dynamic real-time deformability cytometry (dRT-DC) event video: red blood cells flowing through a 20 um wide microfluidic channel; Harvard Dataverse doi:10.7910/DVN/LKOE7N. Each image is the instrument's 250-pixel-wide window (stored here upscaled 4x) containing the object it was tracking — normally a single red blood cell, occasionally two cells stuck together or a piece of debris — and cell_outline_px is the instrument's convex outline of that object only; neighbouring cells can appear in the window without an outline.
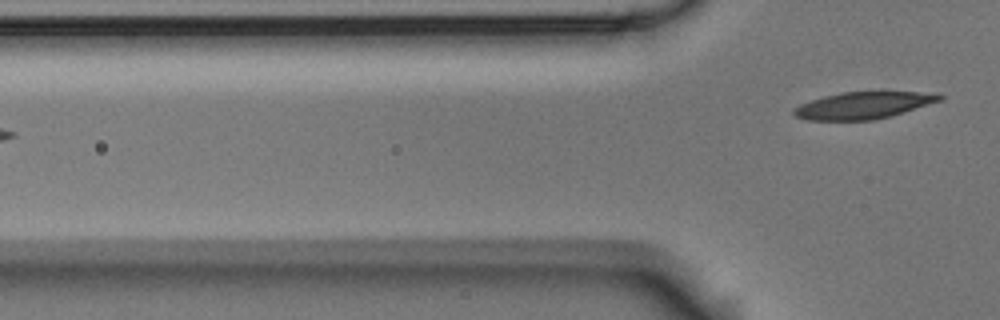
{"species": "Egyptian fruit bat (a non-hibernating species)", "species_latin": "Rousettus aegyptiacus", "temperature_condition": "room temperature", "stored_images_in_passage": 7, "segment_of_instrument_passage": [2, 2], "camera_frame_rate_fps": 3000, "um_per_image_px": 0.085, "animal": {"sex": "male"}, "frame": {"image": 1, "passage_image": 7, "time_ms": 2.0, "image_size_px": [1000, 320], "cell_outline_px": [[944, 100], [888, 116], [872, 120], [808, 120], [796, 116], [792, 112], [800, 104], [824, 96], [840, 92], [916, 92], [944, 96]], "centroid_in_image_um": [73.35, 8.95], "position_along_channel_um": 52.4, "area_um2": 22.37}}